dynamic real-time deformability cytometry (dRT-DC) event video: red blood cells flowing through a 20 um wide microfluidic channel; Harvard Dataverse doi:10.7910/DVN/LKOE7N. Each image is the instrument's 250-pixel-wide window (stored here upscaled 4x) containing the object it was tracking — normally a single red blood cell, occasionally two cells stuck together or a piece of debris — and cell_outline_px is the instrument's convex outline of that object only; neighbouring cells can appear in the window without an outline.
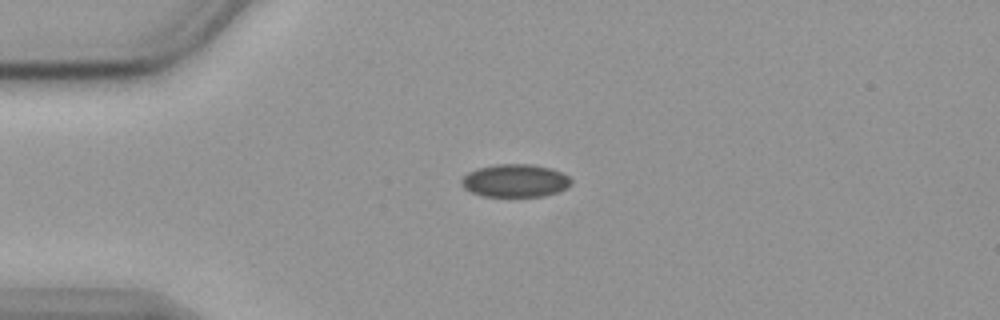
{"species": "common noctule bat (a hibernating species)", "species_latin": "Nyctalus noctula", "temperature_condition": "cold", "stored_images_in_passage": 44, "camera_frame_rate_fps": 3000, "um_per_image_px": 0.085, "animal": {"sex": "female", "body_mass_g": 19.9}, "frame": {"image": 1, "passage_image": 1, "time_ms": 0.0, "image_size_px": [1000, 320], "cell_outline_px": [[572, 184], [568, 188], [544, 196], [480, 196], [464, 188], [460, 184], [460, 180], [468, 172], [476, 168], [496, 164], [532, 164], [552, 168], [568, 176], [572, 180]], "centroid_in_image_um": [43.78, 15.35], "position_along_channel_um": 41.2, "area_um2": 21.21}}
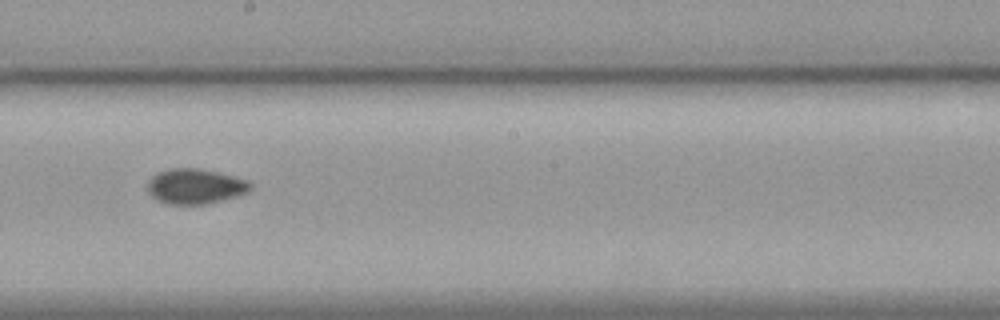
{"frame": {"image": 2, "passage_image": 19, "time_ms": 6.0, "image_size_px": [1000, 320], "cell_outline_px": [[252, 188], [248, 192], [236, 196], [204, 204], [168, 204], [156, 200], [148, 192], [148, 180], [156, 172], [168, 168], [200, 168], [248, 180], [252, 184]], "centroid_in_image_um": [16.56, 15.83], "position_along_channel_um": 231.6, "area_um2": 21.1}}
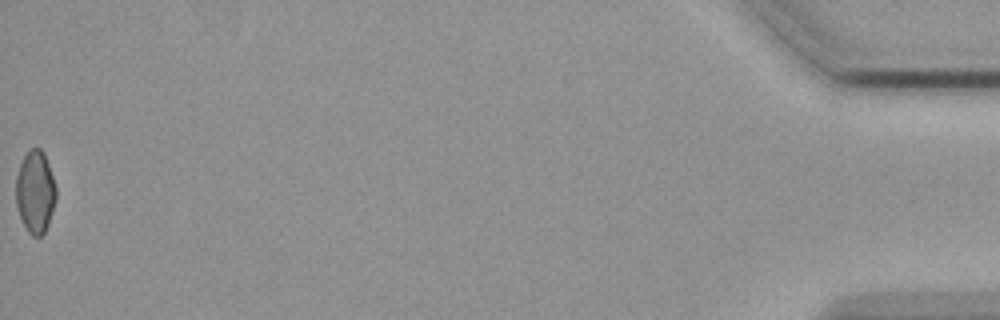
{"frame": {"image": 3, "passage_image": 44, "time_ms": 14.333, "image_size_px": [1000, 320], "cell_outline_px": [[56, 200], [48, 224], [44, 232], [40, 236], [32, 236], [28, 232], [16, 208], [16, 176], [20, 164], [24, 156], [32, 148], [40, 148], [44, 152], [56, 188]], "centroid_in_image_um": [2.99, 16.32], "position_along_channel_um": 432.2, "area_um2": 19.13}, "authors_computed_cell_mechanics": {"area_um2": 20.519, "velocity_mm_per_s": 3.5887, "shape_relaxation_time_tau1_ms": null, "shape_relaxation_time_tau2_ms": 2.5305, "deformation_change_tau1": null, "deformation_change_tau2": 0.0562}}